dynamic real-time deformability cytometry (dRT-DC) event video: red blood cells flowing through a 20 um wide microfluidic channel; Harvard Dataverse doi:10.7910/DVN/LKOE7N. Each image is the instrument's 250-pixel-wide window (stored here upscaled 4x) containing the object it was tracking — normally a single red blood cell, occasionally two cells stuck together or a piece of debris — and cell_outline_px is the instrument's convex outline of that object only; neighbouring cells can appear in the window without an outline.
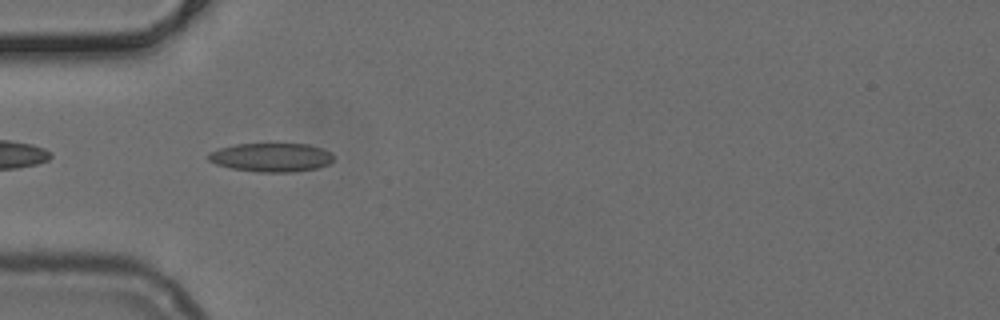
{"species": "common noctule bat (a hibernating species)", "species_latin": "Nyctalus noctula", "temperature_condition": "cold", "stored_images_in_passage": 8, "camera_frame_rate_fps": 3000, "um_per_image_px": 0.085, "animal": {"sex": "female", "body_mass_g": 24.6, "forearm_length_mm": 56.2}, "frame": {"image": 1, "passage_image": 2, "time_ms": 0.333, "image_size_px": [1000, 320], "cell_outline_px": [[332, 160], [328, 164], [316, 168], [296, 172], [260, 172], [232, 168], [216, 164], [208, 160], [208, 152], [220, 148], [236, 144], [308, 144], [332, 152]], "centroid_in_image_um": [23.05, 13.38], "position_along_channel_um": 62.0, "area_um2": 20.87}}
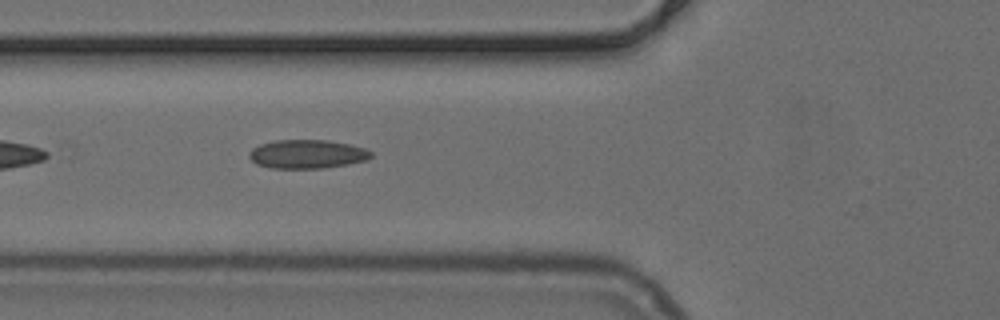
{"frame": {"image": 2, "passage_image": 5, "time_ms": 1.333, "image_size_px": [1000, 320], "cell_outline_px": [[372, 156], [368, 160], [348, 164], [324, 168], [272, 168], [256, 164], [248, 156], [252, 148], [260, 144], [276, 140], [328, 140], [348, 144], [364, 148], [372, 152]], "centroid_in_image_um": [26.11, 13.1], "position_along_channel_um": 99.7, "area_um2": 20.4}}